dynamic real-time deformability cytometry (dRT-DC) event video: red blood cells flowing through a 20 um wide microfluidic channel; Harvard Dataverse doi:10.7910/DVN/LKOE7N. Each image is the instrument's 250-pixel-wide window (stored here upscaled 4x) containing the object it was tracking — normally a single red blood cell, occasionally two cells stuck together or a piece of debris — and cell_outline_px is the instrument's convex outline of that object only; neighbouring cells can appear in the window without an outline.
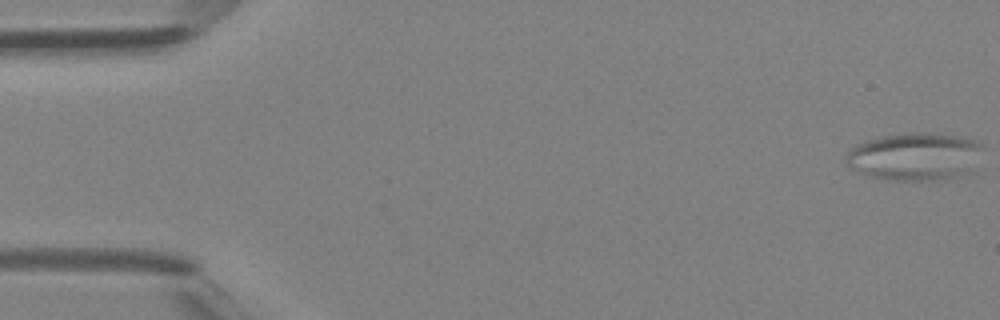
{"species": "Egyptian fruit bat (a non-hibernating species)", "species_latin": "Rousettus aegyptiacus", "temperature_condition": "room temperature", "stored_images_in_passage": 13, "camera_frame_rate_fps": 3000, "um_per_image_px": 0.085, "animal": {"sex": "female"}, "frame": {"image": 1, "passage_image": 1, "time_ms": 0.0, "image_size_px": [1000, 320], "cell_outline_px": [[984, 148], [976, 172], [960, 176], [940, 180], [892, 180], [872, 176], [860, 172], [852, 168], [848, 164], [848, 148], [864, 140], [880, 136], [908, 132], [928, 132], [964, 136], [980, 140], [984, 144]], "centroid_in_image_um": [77.92, 13.28], "position_along_channel_um": 7.1, "area_um2": 39.25}}